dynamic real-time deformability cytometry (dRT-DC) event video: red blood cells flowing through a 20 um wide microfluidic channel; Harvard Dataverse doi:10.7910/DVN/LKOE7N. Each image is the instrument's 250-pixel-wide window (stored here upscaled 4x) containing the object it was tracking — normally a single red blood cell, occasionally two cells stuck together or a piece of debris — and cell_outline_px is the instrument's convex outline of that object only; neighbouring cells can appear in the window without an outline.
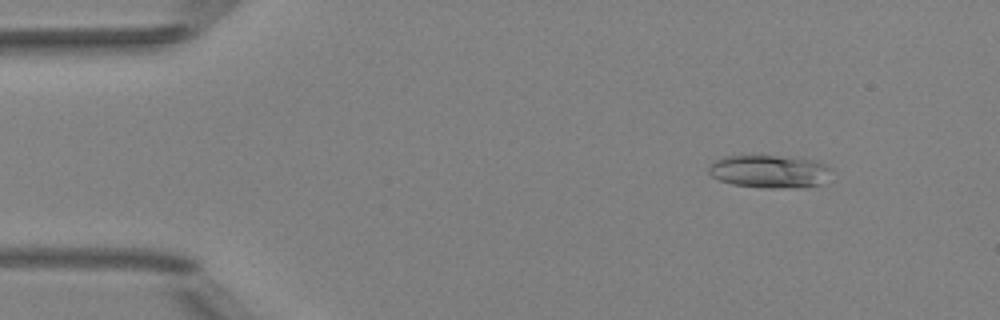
{"species": "Egyptian fruit bat (a non-hibernating species)", "species_latin": "Rousettus aegyptiacus", "temperature_condition": "room temperature", "stored_images_in_passage": 51, "camera_frame_rate_fps": 3000, "um_per_image_px": 0.085, "animal": {"sex": "female"}, "frame": {"image": 1, "passage_image": 6, "time_ms": 1.667, "image_size_px": [1000, 320], "cell_outline_px": [[832, 168], [820, 184], [804, 188], [764, 188], [732, 184], [720, 180], [712, 176], [708, 172], [708, 168], [716, 160], [724, 156], [776, 156], [816, 160], [828, 164]], "centroid_in_image_um": [65.42, 14.58], "position_along_channel_um": 19.6, "area_um2": 23.47}}
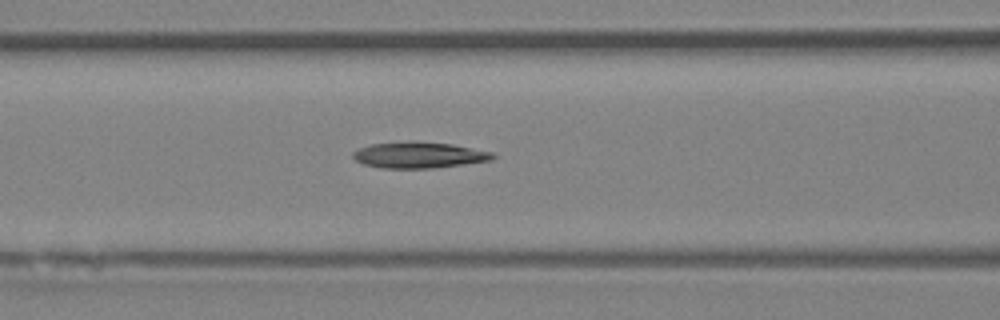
{"frame": {"image": 2, "passage_image": 21, "time_ms": 6.667, "image_size_px": [1000, 320], "cell_outline_px": [[496, 156], [492, 160], [432, 168], [380, 168], [364, 164], [356, 160], [352, 156], [352, 152], [360, 148], [372, 144], [412, 140], [452, 144], [496, 152]], "centroid_in_image_um": [35.64, 13.16], "position_along_channel_um": 131.0, "area_um2": 21.44}}
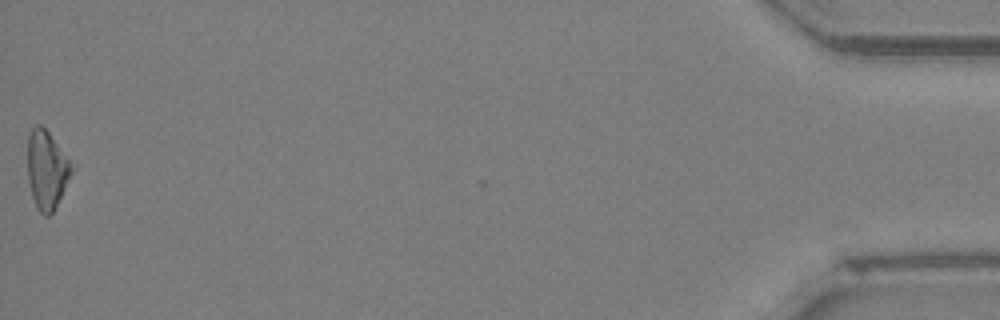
{"frame": {"image": 3, "passage_image": 51, "time_ms": 16.667, "image_size_px": [1000, 320], "cell_outline_px": [[76, 168], [52, 212], [48, 216], [44, 216], [40, 212], [32, 196], [28, 180], [28, 136], [32, 128], [36, 124], [40, 124], [48, 132], [76, 164]], "centroid_in_image_um": [4.02, 14.39], "position_along_channel_um": 431.2, "area_um2": 20.4}, "authors_computed_cell_mechanics": {"area_um2": 20.7502, "velocity_mm_per_s": 4.0213, "shape_relaxation_time_tau1_ms": null, "shape_relaxation_time_tau2_ms": 2.8793, "deformation_change_tau1": null, "deformation_change_tau2": 0.1289}}